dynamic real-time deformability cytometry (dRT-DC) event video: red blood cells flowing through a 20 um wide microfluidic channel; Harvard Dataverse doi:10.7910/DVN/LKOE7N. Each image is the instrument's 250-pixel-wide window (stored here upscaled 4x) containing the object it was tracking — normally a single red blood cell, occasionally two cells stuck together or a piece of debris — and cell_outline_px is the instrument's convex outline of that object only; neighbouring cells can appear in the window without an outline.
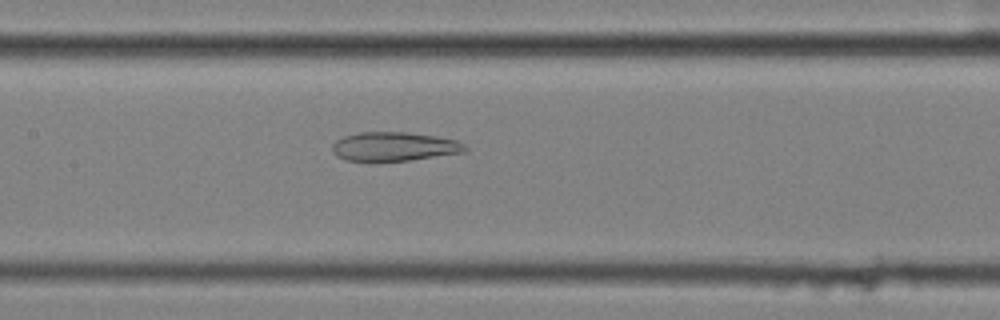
{"species": "common noctule bat (a hibernating species)", "species_latin": "Nyctalus noctula", "temperature_condition": "cold", "stored_images_in_passage": 57, "camera_frame_rate_fps": 3000, "um_per_image_px": 0.085, "animal": {"sex": "female", "body_mass_g": 25.1}, "frame": {"image": 1, "passage_image": 28, "time_ms": 9.0, "image_size_px": [1000, 320], "cell_outline_px": [[468, 152], [408, 160], [348, 160], [336, 156], [332, 152], [332, 144], [336, 140], [344, 136], [360, 132], [408, 132], [436, 136], [456, 140], [464, 144], [468, 148]], "centroid_in_image_um": [33.53, 12.44], "position_along_channel_um": 173.9, "area_um2": 22.31}}
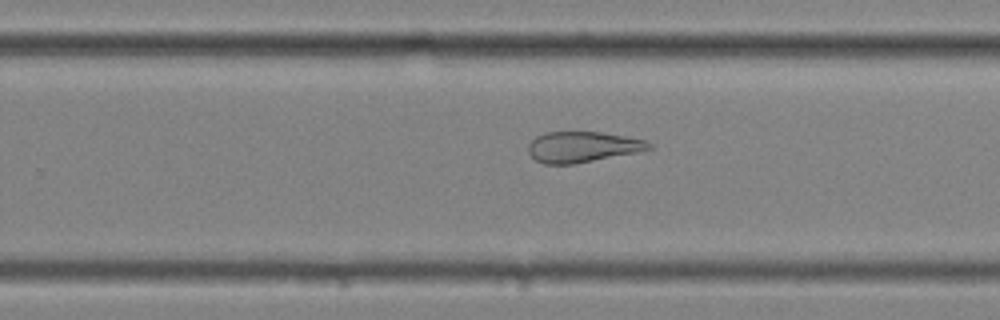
{"frame": {"image": 2, "passage_image": 37, "time_ms": 12.0, "image_size_px": [1000, 320], "cell_outline_px": [[652, 148], [640, 152], [572, 164], [544, 164], [536, 160], [528, 152], [528, 144], [536, 136], [544, 132], [600, 132], [648, 140], [652, 144]], "centroid_in_image_um": [49.53, 12.48], "position_along_channel_um": 280.3, "area_um2": 21.68}}
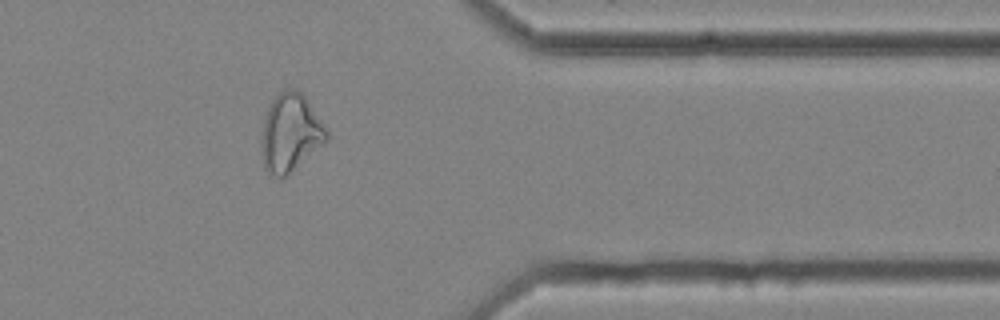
{"frame": {"image": 3, "passage_image": 47, "time_ms": 15.333, "image_size_px": [1000, 320], "cell_outline_px": [[328, 140], [284, 176], [276, 176], [264, 168], [260, 140], [264, 120], [268, 108], [272, 100], [284, 88], [296, 88], [304, 96], [328, 128]], "centroid_in_image_um": [24.69, 11.24], "position_along_channel_um": 386.7, "area_um2": 29.19}}